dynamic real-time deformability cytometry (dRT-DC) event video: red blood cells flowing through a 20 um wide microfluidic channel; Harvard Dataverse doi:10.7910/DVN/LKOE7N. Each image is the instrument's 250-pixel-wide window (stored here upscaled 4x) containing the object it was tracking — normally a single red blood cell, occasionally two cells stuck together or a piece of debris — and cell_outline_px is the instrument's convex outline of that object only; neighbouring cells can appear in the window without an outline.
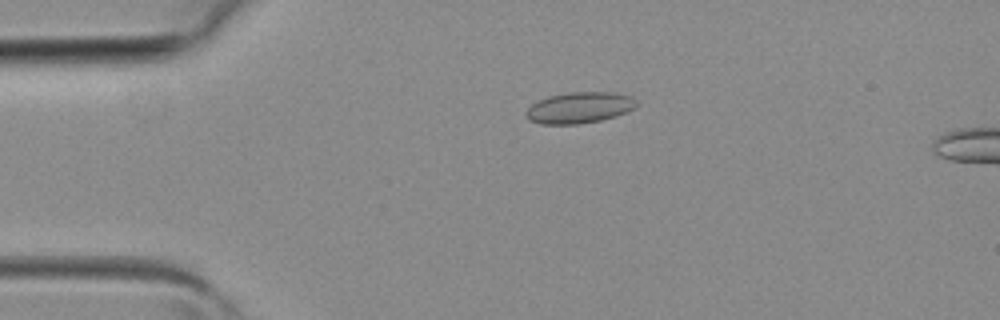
{"species": "common noctule bat (a hibernating species)", "species_latin": "Nyctalus noctula", "temperature_condition": "room temperature", "stored_images_in_passage": 3, "camera_frame_rate_fps": 3000, "um_per_image_px": 0.085, "animal": {"sex": "female", "body_mass_g": 19.3, "forearm_length_mm": 54.1}, "frame": {"image": 1, "passage_image": 3, "time_ms": 0.667, "image_size_px": [1000, 320], "cell_outline_px": [[636, 108], [616, 116], [600, 120], [580, 124], [540, 124], [528, 120], [524, 112], [532, 104], [548, 96], [572, 92], [612, 92], [632, 96], [636, 100]], "centroid_in_image_um": [49.25, 9.16], "position_along_channel_um": 35.8, "area_um2": 20.11}}